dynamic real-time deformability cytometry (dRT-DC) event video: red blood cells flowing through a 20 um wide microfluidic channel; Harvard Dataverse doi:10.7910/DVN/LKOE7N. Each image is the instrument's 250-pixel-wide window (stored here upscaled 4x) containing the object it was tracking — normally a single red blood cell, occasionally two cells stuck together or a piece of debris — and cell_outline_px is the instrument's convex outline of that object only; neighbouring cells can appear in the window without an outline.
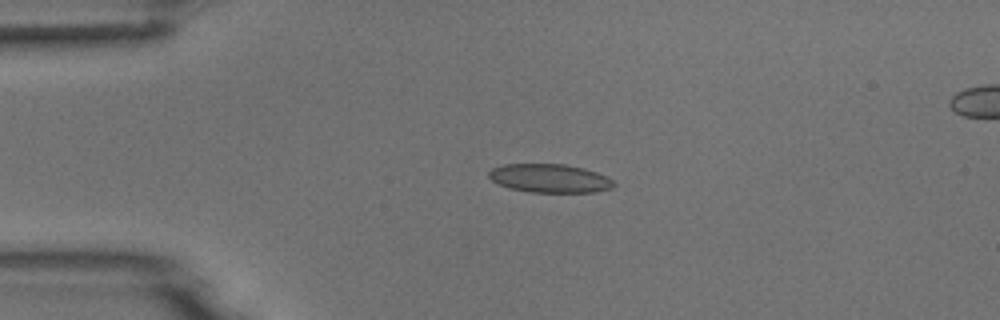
{"species": "common noctule bat (a hibernating species)", "species_latin": "Nyctalus noctula", "temperature_condition": "room temperature", "stored_images_in_passage": 6, "segment_of_instrument_passage": [1, 2], "camera_frame_rate_fps": 3000, "um_per_image_px": 0.085, "animal": {"sex": "male", "body_mass_g": 18.8}, "frame": {"image": 1, "passage_image": 4, "time_ms": 3.667, "image_size_px": [1000, 320], "cell_outline_px": [[616, 184], [612, 188], [596, 192], [528, 192], [508, 188], [492, 180], [488, 176], [488, 172], [492, 168], [504, 164], [564, 164], [584, 168], [596, 172], [612, 180]], "centroid_in_image_um": [46.71, 15.16], "position_along_channel_um": 38.3, "area_um2": 20.81}}